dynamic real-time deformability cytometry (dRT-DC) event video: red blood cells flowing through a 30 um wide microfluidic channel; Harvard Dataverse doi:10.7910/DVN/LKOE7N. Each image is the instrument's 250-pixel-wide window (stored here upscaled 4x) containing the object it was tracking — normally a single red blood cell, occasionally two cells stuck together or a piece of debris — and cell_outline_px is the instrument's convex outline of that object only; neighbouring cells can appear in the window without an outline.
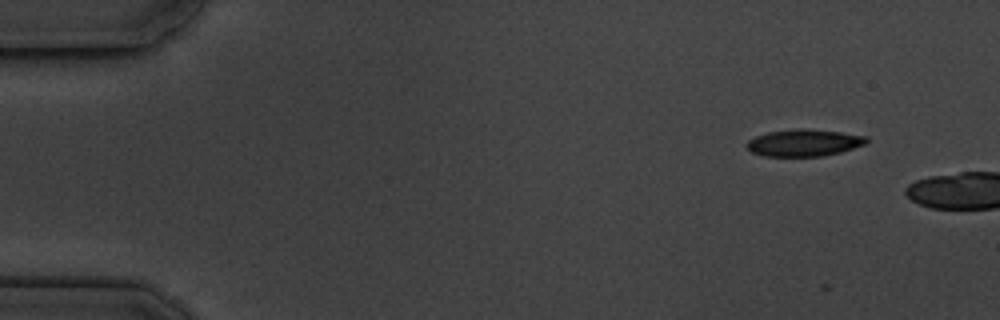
{"species": "common noctule bat (a hibernating species)", "species_latin": "Nyctalus noctula", "temperature_condition": "cold", "stored_images_in_passage": 3, "camera_frame_rate_fps": 3000, "um_per_image_px": 0.085, "animal": {"sex": "male", "body_mass_g": 19.5, "forearm_length_mm": 54.6}, "frame": {"image": 1, "passage_image": 2, "time_ms": 1.0, "image_size_px": [1000, 320], "cell_outline_px": [[868, 140], [864, 144], [840, 152], [824, 156], [764, 156], [752, 152], [744, 144], [748, 140], [756, 136], [768, 132], [796, 128], [804, 128], [840, 132], [868, 136]], "centroid_in_image_um": [68.32, 12.13], "position_along_channel_um": 16.7, "area_um2": 18.79}}